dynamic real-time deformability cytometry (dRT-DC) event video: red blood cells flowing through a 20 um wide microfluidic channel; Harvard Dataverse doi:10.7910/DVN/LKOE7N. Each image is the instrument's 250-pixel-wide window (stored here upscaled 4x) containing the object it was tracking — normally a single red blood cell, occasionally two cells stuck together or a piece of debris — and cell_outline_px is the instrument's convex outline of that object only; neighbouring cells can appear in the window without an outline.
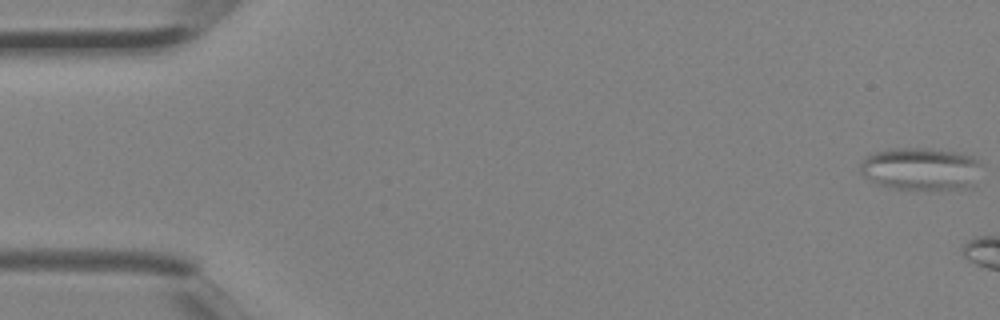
{"species": "Egyptian fruit bat (a non-hibernating species)", "species_latin": "Rousettus aegyptiacus", "temperature_condition": "room temperature", "stored_images_in_passage": 3, "camera_frame_rate_fps": 3000, "um_per_image_px": 0.085, "animal": {"sex": "female"}, "frame": {"image": 1, "passage_image": 1, "time_ms": 0.0, "image_size_px": [1000, 320], "cell_outline_px": [[984, 164], [972, 184], [968, 188], [888, 188], [876, 184], [864, 176], [860, 172], [860, 164], [872, 152], [888, 148], [924, 148], [956, 152], [972, 156], [980, 160]], "centroid_in_image_um": [78.26, 14.33], "position_along_channel_um": 6.7, "area_um2": 30.06}}